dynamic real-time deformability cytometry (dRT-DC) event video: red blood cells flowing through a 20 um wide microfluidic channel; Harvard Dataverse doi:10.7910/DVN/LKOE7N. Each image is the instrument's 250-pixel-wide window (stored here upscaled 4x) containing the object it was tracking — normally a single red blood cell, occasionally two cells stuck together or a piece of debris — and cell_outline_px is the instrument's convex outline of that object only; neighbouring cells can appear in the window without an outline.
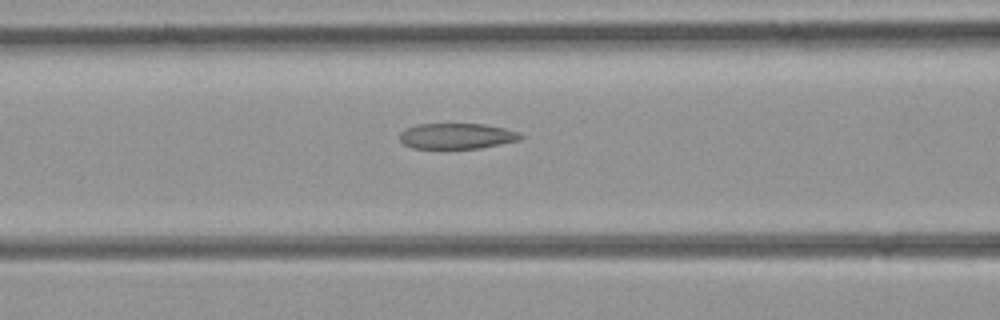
{"species": "common noctule bat (a hibernating species)", "species_latin": "Nyctalus noctula", "temperature_condition": "room temperature", "stored_images_in_passage": 42, "camera_frame_rate_fps": 3000, "um_per_image_px": 0.085, "animal": {"sex": "female", "body_mass_g": 21.9}, "frame": {"image": 1, "passage_image": 20, "time_ms": 6.333, "image_size_px": [1000, 320], "cell_outline_px": [[524, 136], [520, 140], [480, 148], [412, 148], [404, 144], [400, 140], [400, 132], [404, 128], [416, 124], [484, 124], [504, 128], [520, 132]], "centroid_in_image_um": [38.82, 11.56], "position_along_channel_um": 127.8, "area_um2": 18.15}}
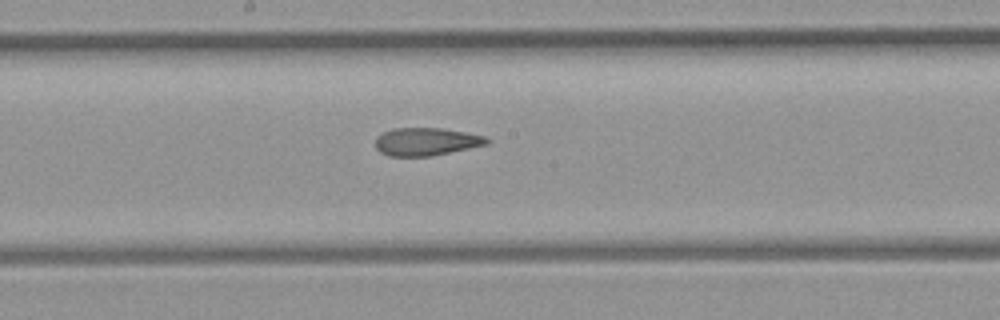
{"frame": {"image": 2, "passage_image": 26, "time_ms": 8.333, "image_size_px": [1000, 320], "cell_outline_px": [[492, 140], [488, 144], [432, 156], [388, 156], [380, 152], [376, 148], [376, 136], [392, 128], [444, 128], [484, 136]], "centroid_in_image_um": [36.22, 12.04], "position_along_channel_um": 212.0, "area_um2": 18.15}}
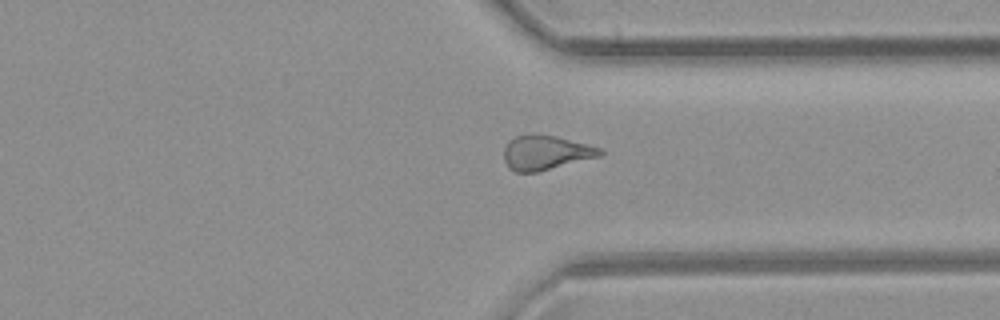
{"frame": {"image": 3, "passage_image": 37, "time_ms": 12.0, "image_size_px": [1000, 320], "cell_outline_px": [[604, 152], [600, 156], [536, 172], [516, 172], [508, 168], [504, 160], [504, 148], [508, 140], [516, 136], [528, 132], [556, 136], [600, 148]], "centroid_in_image_um": [46.32, 12.95], "position_along_channel_um": 365.1, "area_um2": 19.36}}